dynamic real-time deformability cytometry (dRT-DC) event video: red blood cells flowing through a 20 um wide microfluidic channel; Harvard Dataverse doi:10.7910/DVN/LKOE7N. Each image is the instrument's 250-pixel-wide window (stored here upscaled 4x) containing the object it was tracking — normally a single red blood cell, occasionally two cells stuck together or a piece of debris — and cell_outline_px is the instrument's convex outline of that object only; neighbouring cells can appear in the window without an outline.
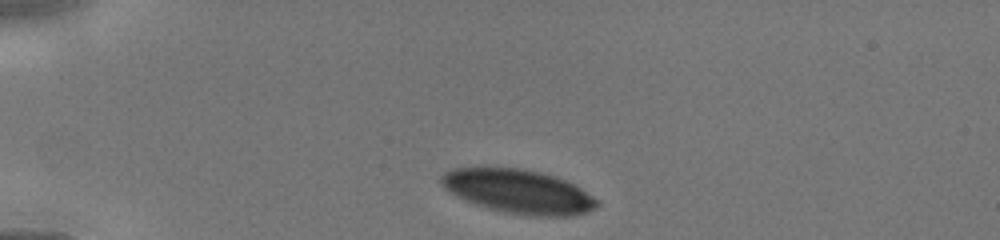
{"species": "human", "species_latin": "Homo sapiens", "temperature_condition": "cold", "stored_images_in_passage": 7, "camera_frame_rate_fps": 3000, "um_per_image_px": 0.085, "donor": {"sex": "male"}, "frame": {"image": 1, "passage_image": 1, "time_ms": 0.0, "image_size_px": [1000, 240], "cell_outline_px": [[600, 204], [596, 208], [584, 212], [568, 216], [540, 216], [508, 212], [488, 208], [476, 204], [444, 188], [440, 180], [440, 176], [444, 172], [452, 168], [516, 168], [536, 172], [552, 176], [564, 180], [580, 188], [600, 200]], "centroid_in_image_um": [44.08, 16.27], "position_along_channel_um": 40.9, "area_um2": 38.96}}
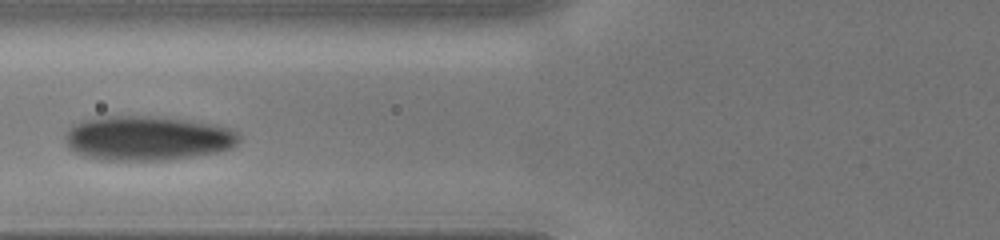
{"frame": {"image": 2, "passage_image": 5, "time_ms": 2.667, "image_size_px": [1000, 240], "cell_outline_px": [[240, 140], [232, 148], [216, 152], [196, 156], [168, 160], [96, 160], [84, 156], [68, 148], [64, 140], [64, 136], [68, 128], [80, 120], [100, 116], [148, 116], [188, 120], [216, 124], [240, 132]], "centroid_in_image_um": [12.5, 11.75], "position_along_channel_um": 113.3, "area_um2": 45.72}}
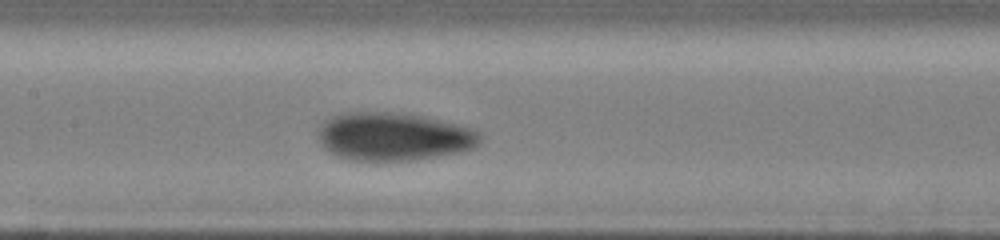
{"frame": {"image": 3, "passage_image": 7, "time_ms": 4.0, "image_size_px": [1000, 240], "cell_outline_px": [[480, 144], [476, 148], [460, 152], [412, 160], [380, 164], [348, 160], [332, 156], [320, 144], [316, 136], [316, 132], [320, 124], [324, 120], [340, 112], [388, 112], [420, 116], [440, 120], [456, 124], [480, 132]], "centroid_in_image_um": [33.34, 11.66], "position_along_channel_um": 174.1, "area_um2": 46.7}}